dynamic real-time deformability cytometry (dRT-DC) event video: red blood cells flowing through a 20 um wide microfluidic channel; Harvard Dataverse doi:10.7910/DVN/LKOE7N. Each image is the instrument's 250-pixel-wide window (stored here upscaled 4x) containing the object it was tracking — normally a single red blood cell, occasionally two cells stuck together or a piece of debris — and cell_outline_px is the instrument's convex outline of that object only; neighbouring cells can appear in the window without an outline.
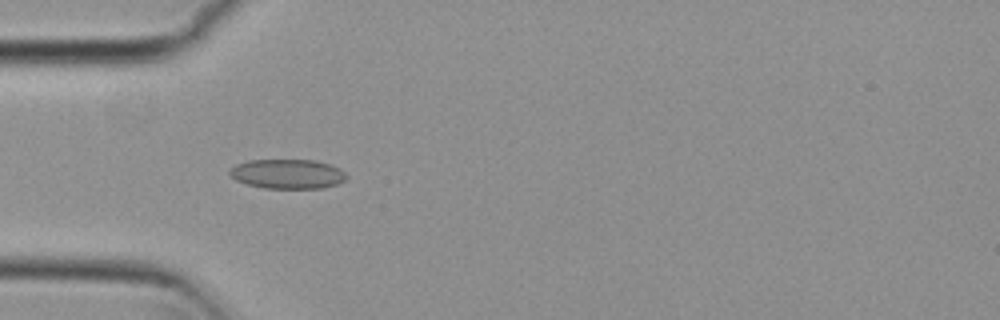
{"species": "common noctule bat (a hibernating species)", "species_latin": "Nyctalus noctula", "temperature_condition": "cold", "stored_images_in_passage": 54, "camera_frame_rate_fps": 3000, "um_per_image_px": 0.085, "animal": {"sex": "female", "body_mass_g": 29.2, "forearm_length_mm": 56.3}, "frame": {"image": 1, "passage_image": 16, "time_ms": 5.0, "image_size_px": [1000, 320], "cell_outline_px": [[348, 176], [344, 180], [336, 184], [324, 188], [264, 188], [248, 184], [236, 180], [228, 172], [236, 164], [248, 160], [316, 160], [340, 168]], "centroid_in_image_um": [24.45, 14.78], "position_along_channel_um": 60.5, "area_um2": 20.0}}
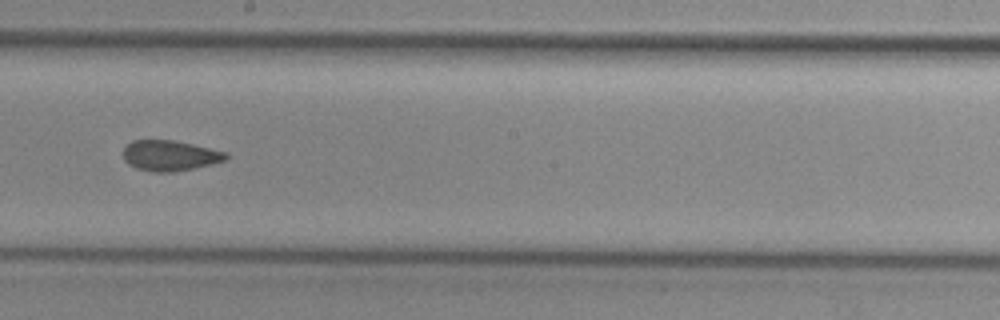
{"frame": {"image": 2, "passage_image": 30, "time_ms": 9.667, "image_size_px": [1000, 320], "cell_outline_px": [[228, 160], [212, 164], [172, 172], [152, 172], [136, 168], [128, 164], [124, 160], [124, 148], [132, 140], [172, 140], [192, 144], [228, 152]], "centroid_in_image_um": [14.46, 13.23], "position_along_channel_um": 233.7, "area_um2": 18.26}}
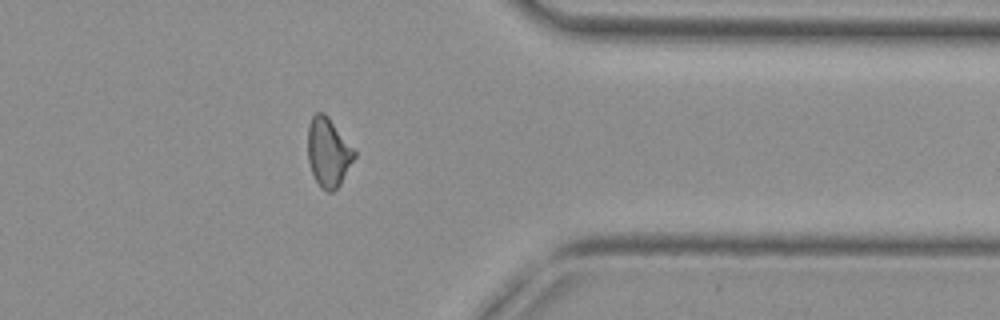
{"frame": {"image": 3, "passage_image": 43, "time_ms": 14.0, "image_size_px": [1000, 320], "cell_outline_px": [[356, 156], [340, 184], [332, 192], [328, 192], [320, 188], [312, 172], [308, 160], [308, 124], [312, 116], [316, 112], [324, 112], [328, 116], [356, 152]], "centroid_in_image_um": [27.89, 12.94], "position_along_channel_um": 383.5, "area_um2": 18.61}, "authors_computed_cell_mechanics": {"area_um2": 19.074, "velocity_mm_per_s": 3.758, "shape_relaxation_time_tau1_ms": null, "shape_relaxation_time_tau2_ms": 2.4475, "deformation_change_tau1": null, "deformation_change_tau2": 0.0681}}